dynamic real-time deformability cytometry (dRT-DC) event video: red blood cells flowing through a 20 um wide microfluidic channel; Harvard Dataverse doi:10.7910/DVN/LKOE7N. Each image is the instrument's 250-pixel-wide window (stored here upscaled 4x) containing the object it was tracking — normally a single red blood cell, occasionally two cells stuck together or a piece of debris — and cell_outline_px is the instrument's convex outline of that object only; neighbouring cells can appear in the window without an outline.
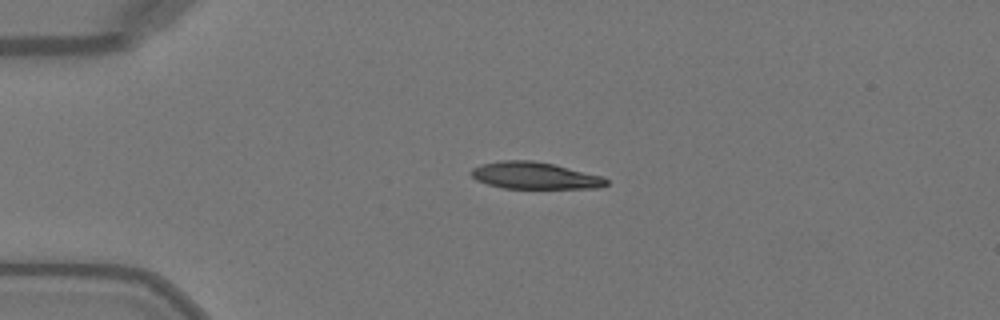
{"species": "Egyptian fruit bat (a non-hibernating species)", "species_latin": "Rousettus aegyptiacus", "temperature_condition": "warm", "stored_images_in_passage": 39, "camera_frame_rate_fps": 3000, "um_per_image_px": 0.085, "animal": {"sex": "female"}, "frame": {"image": 1, "passage_image": 1, "time_ms": 0.0, "image_size_px": [1000, 320], "cell_outline_px": [[608, 184], [596, 188], [504, 188], [488, 184], [476, 180], [472, 176], [472, 168], [480, 164], [500, 160], [532, 160], [552, 164], [604, 176], [608, 180]], "centroid_in_image_um": [45.45, 14.92], "position_along_channel_um": 39.5, "area_um2": 21.1}}
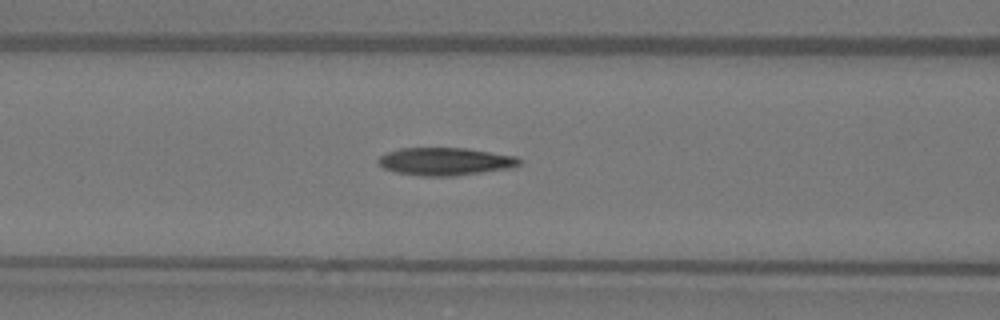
{"frame": {"image": 2, "passage_image": 10, "time_ms": 3.0, "image_size_px": [1000, 320], "cell_outline_px": [[520, 164], [512, 168], [456, 176], [420, 176], [396, 172], [384, 168], [376, 160], [380, 156], [388, 152], [400, 148], [468, 148], [516, 156], [520, 160]], "centroid_in_image_um": [37.86, 13.73], "position_along_channel_um": 128.7, "area_um2": 22.89}}
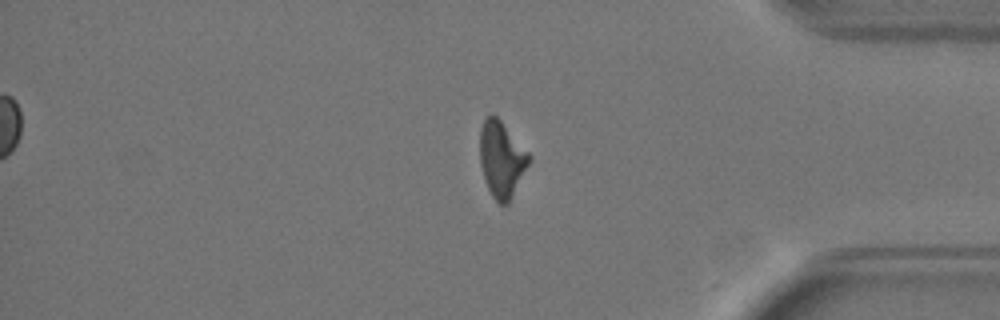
{"frame": {"image": 3, "passage_image": 31, "time_ms": 10.0, "image_size_px": [1000, 320], "cell_outline_px": [[532, 156], [508, 204], [500, 204], [492, 196], [488, 188], [480, 164], [480, 128], [484, 120], [492, 112], [500, 120]], "centroid_in_image_um": [42.62, 13.51], "position_along_channel_um": 392.6, "area_um2": 21.39}, "authors_computed_cell_mechanics": {"area_um2": 22.5998, "velocity_mm_per_s": 4.0847, "shape_relaxation_time_tau1_ms": 5.0798, "shape_relaxation_time_tau2_ms": 2.7822, "deformation_change_tau1": 0.2102, "deformation_change_tau2": 0.0966}}